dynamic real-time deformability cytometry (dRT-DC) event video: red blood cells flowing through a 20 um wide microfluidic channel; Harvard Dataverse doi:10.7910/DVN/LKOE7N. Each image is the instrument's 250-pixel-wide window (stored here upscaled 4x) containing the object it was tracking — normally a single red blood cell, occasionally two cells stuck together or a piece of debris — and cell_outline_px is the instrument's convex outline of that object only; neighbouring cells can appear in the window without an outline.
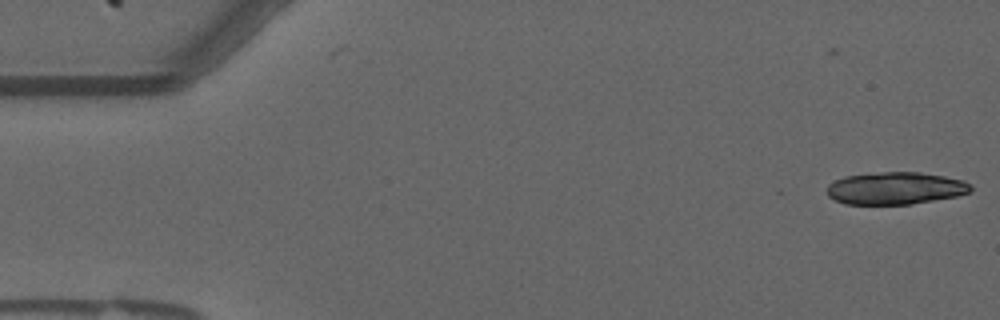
{"species": "common noctule bat (a hibernating species)", "species_latin": "Nyctalus noctula", "temperature_condition": "warm", "stored_images_in_passage": 4, "camera_frame_rate_fps": 3000, "um_per_image_px": 0.085, "animal": {"sex": "male", "forearm_length_mm": 52.5}, "frame": {"image": 1, "passage_image": 4, "time_ms": 1.0, "image_size_px": [1000, 320], "cell_outline_px": [[972, 192], [956, 196], [912, 204], [844, 204], [828, 196], [828, 184], [844, 176], [880, 172], [920, 172], [944, 176], [964, 180], [972, 184]], "centroid_in_image_um": [76.15, 16.0], "position_along_channel_um": 8.9, "area_um2": 27.17}}